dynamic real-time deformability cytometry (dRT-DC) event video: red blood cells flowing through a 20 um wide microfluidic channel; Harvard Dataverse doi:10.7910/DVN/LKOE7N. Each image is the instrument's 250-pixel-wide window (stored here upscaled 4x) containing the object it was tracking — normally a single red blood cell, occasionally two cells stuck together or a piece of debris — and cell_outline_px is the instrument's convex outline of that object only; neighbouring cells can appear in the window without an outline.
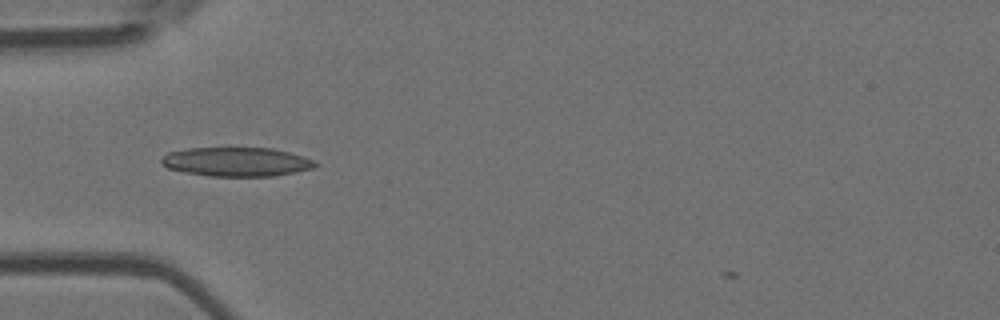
{"species": "Egyptian fruit bat (a non-hibernating species)", "species_latin": "Rousettus aegyptiacus", "temperature_condition": "room temperature", "stored_images_in_passage": 37, "camera_frame_rate_fps": 3000, "um_per_image_px": 0.085, "animal": {"sex": "female"}, "frame": {"image": 1, "passage_image": 1, "time_ms": 0.0, "image_size_px": [1000, 320], "cell_outline_px": [[320, 164], [312, 168], [296, 172], [272, 176], [208, 176], [184, 172], [168, 168], [160, 160], [168, 152], [188, 148], [272, 148], [304, 156]], "centroid_in_image_um": [20.11, 13.75], "position_along_channel_um": 64.9, "area_um2": 25.95}}
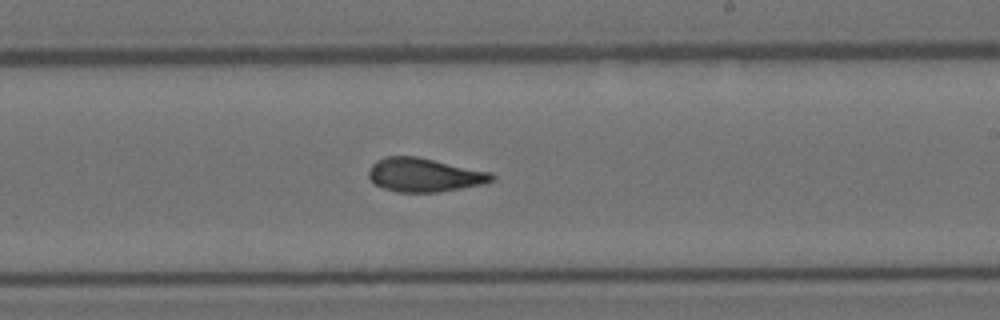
{"frame": {"image": 2, "passage_image": 16, "time_ms": 5.0, "image_size_px": [1000, 320], "cell_outline_px": [[496, 180], [488, 184], [436, 192], [396, 192], [384, 188], [376, 184], [368, 176], [368, 172], [372, 164], [376, 160], [388, 156], [416, 156], [492, 172], [496, 176]], "centroid_in_image_um": [36.13, 14.87], "position_along_channel_um": 252.9, "area_um2": 24.39}}
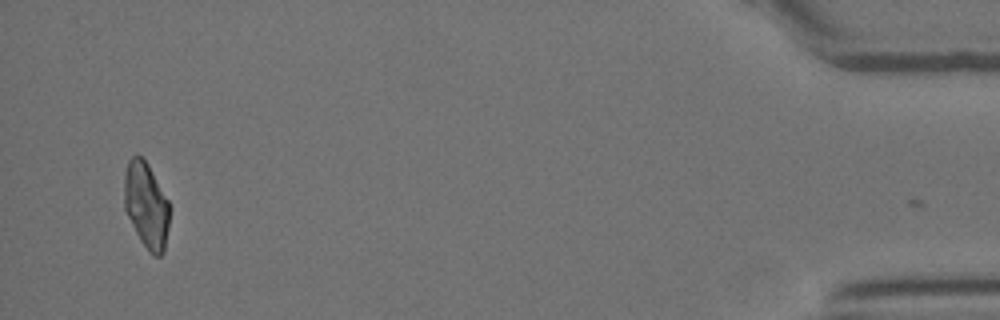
{"frame": {"image": 3, "passage_image": 36, "time_ms": 11.667, "image_size_px": [1000, 320], "cell_outline_px": [[168, 228], [164, 252], [160, 256], [152, 256], [148, 252], [140, 240], [124, 208], [124, 176], [128, 160], [132, 156], [140, 156], [148, 164], [168, 200]], "centroid_in_image_um": [12.42, 17.47], "position_along_channel_um": 422.8, "area_um2": 22.54}, "authors_computed_cell_mechanics": {"area_um2": 24.2182, "velocity_mm_per_s": 3.7737, "shape_relaxation_time_tau1_ms": 9.4903, "shape_relaxation_time_tau2_ms": 3.178, "deformation_change_tau1": 0.2617, "deformation_change_tau2": 0.102}}